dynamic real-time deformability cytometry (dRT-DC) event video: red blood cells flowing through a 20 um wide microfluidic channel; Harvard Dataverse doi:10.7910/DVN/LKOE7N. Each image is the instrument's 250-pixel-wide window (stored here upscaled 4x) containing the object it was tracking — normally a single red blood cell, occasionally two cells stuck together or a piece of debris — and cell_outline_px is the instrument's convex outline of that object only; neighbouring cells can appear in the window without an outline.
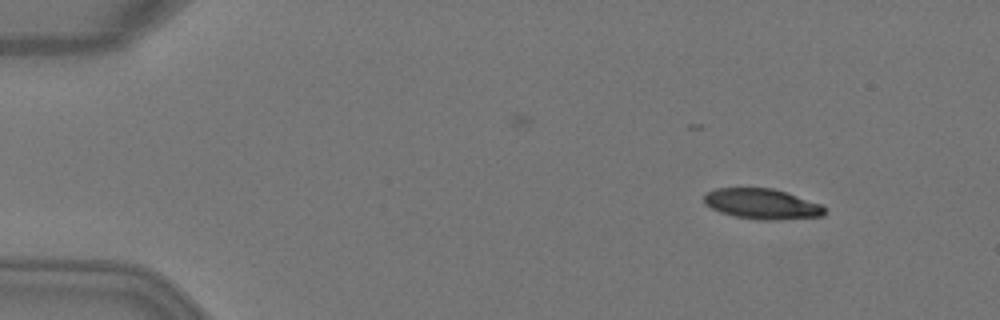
{"species": "Egyptian fruit bat (a non-hibernating species)", "species_latin": "Rousettus aegyptiacus", "temperature_condition": "warm", "stored_images_in_passage": 3, "camera_frame_rate_fps": 3000, "um_per_image_px": 0.085, "animal": {"sex": "female"}, "frame": {"image": 1, "passage_image": 1, "time_ms": 0.0, "image_size_px": [1000, 320], "cell_outline_px": [[828, 212], [824, 216], [780, 220], [760, 220], [736, 216], [720, 212], [704, 204], [704, 192], [716, 188], [772, 188], [788, 192], [820, 204]], "centroid_in_image_um": [64.78, 17.33], "position_along_channel_um": 20.2, "area_um2": 21.56}}
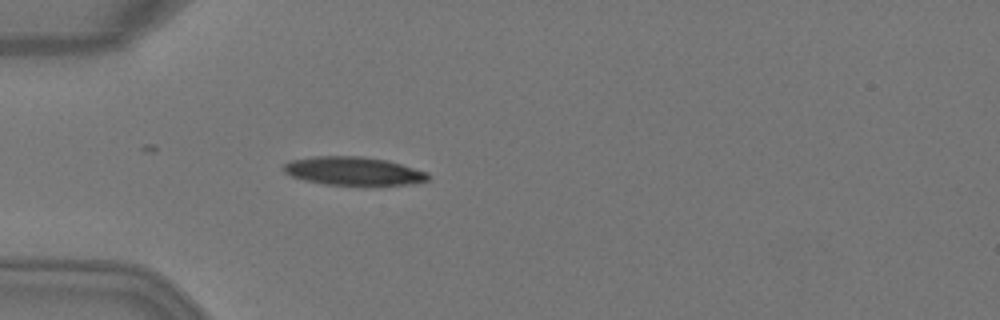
{"frame": {"image": 2, "passage_image": 3, "time_ms": 0.667, "image_size_px": [1000, 320], "cell_outline_px": [[428, 180], [408, 184], [324, 184], [304, 180], [292, 176], [284, 172], [284, 164], [292, 160], [316, 156], [360, 156], [388, 160], [428, 172]], "centroid_in_image_um": [30.03, 14.52], "position_along_channel_um": 55.0, "area_um2": 23.47}}